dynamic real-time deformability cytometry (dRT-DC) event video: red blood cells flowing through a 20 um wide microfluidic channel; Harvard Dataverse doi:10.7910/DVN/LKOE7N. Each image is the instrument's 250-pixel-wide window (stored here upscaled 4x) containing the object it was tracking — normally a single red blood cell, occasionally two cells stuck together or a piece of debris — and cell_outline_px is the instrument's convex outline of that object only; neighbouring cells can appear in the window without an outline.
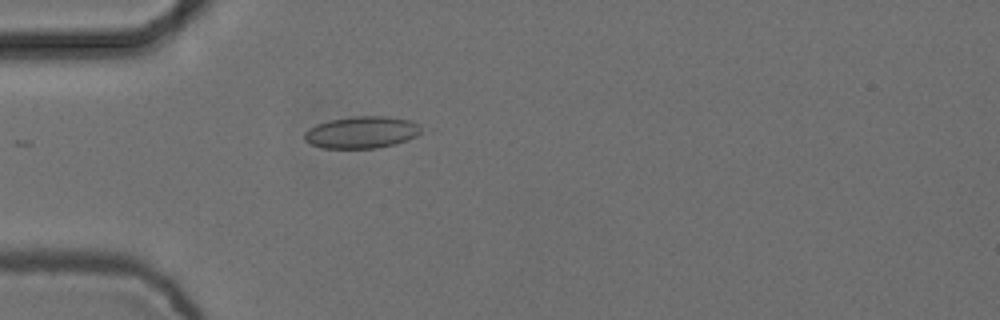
{"species": "common noctule bat (a hibernating species)", "species_latin": "Nyctalus noctula", "temperature_condition": "cold", "stored_images_in_passage": 4, "camera_frame_rate_fps": 3000, "um_per_image_px": 0.085, "animal": {"sex": "female", "body_mass_g": 24.6, "forearm_length_mm": 56.2}, "frame": {"image": 1, "passage_image": 4, "time_ms": 1.0, "image_size_px": [1000, 320], "cell_outline_px": [[420, 132], [416, 136], [408, 140], [396, 144], [376, 148], [324, 148], [312, 144], [304, 140], [304, 132], [308, 128], [316, 124], [328, 120], [352, 116], [388, 116], [408, 120], [420, 124]], "centroid_in_image_um": [30.73, 11.24], "position_along_channel_um": 54.3, "area_um2": 21.85}}